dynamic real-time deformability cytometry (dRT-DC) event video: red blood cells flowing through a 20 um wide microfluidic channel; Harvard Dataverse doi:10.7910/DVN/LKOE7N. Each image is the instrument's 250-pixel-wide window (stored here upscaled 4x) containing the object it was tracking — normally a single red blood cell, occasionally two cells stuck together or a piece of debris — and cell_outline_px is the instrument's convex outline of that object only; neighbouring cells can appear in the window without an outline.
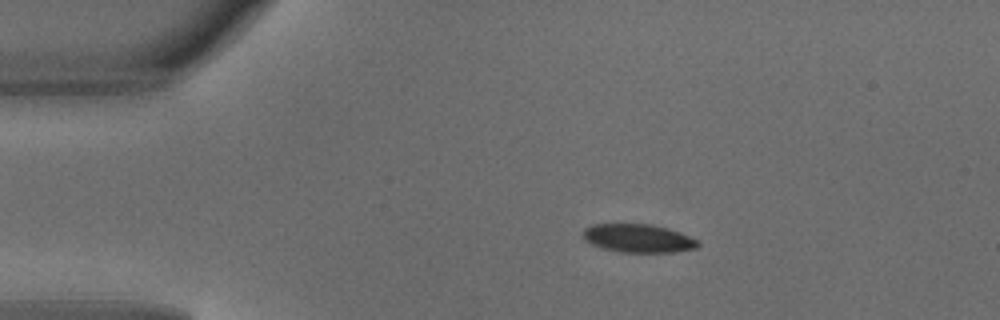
{"species": "common noctule bat (a hibernating species)", "species_latin": "Nyctalus noctula", "temperature_condition": "warm", "stored_images_in_passage": 3, "camera_frame_rate_fps": 3000, "um_per_image_px": 0.085, "animal": {"sex": "male", "body_mass_g": 18.8}, "frame": {"image": 1, "passage_image": 1, "time_ms": 0.0, "image_size_px": [1000, 320], "cell_outline_px": [[700, 244], [696, 248], [672, 252], [620, 252], [600, 248], [584, 240], [584, 228], [592, 224], [652, 224], [668, 228], [680, 232], [700, 240]], "centroid_in_image_um": [54.27, 20.25], "position_along_channel_um": 30.7, "area_um2": 19.13}}
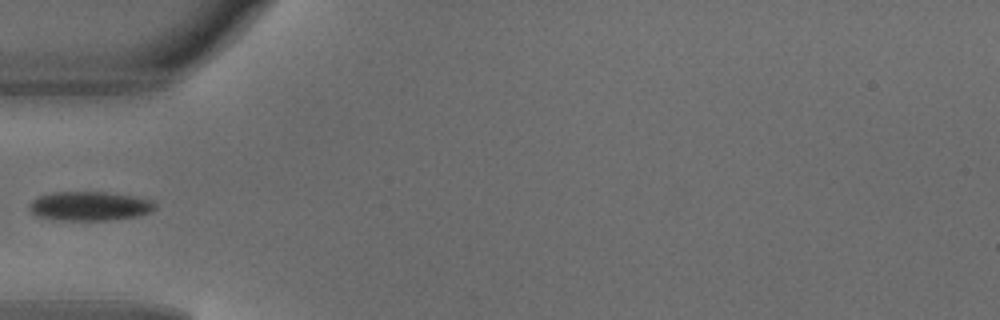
{"frame": {"image": 2, "passage_image": 3, "time_ms": 0.667, "image_size_px": [1000, 320], "cell_outline_px": [[156, 208], [148, 212], [136, 216], [112, 220], [60, 220], [36, 216], [28, 208], [32, 200], [40, 196], [52, 192], [108, 192], [136, 196], [152, 200], [156, 204]], "centroid_in_image_um": [7.63, 17.51], "position_along_channel_um": 77.4, "area_um2": 21.39}}